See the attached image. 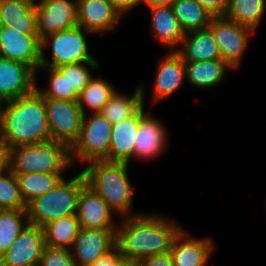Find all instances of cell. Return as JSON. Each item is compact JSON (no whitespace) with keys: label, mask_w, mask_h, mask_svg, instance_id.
<instances>
[{"label":"cell","mask_w":266,"mask_h":266,"mask_svg":"<svg viewBox=\"0 0 266 266\" xmlns=\"http://www.w3.org/2000/svg\"><path fill=\"white\" fill-rule=\"evenodd\" d=\"M0 57L31 66L36 72L41 63V39L38 34H21L0 26Z\"/></svg>","instance_id":"8fae6325"},{"label":"cell","mask_w":266,"mask_h":266,"mask_svg":"<svg viewBox=\"0 0 266 266\" xmlns=\"http://www.w3.org/2000/svg\"><path fill=\"white\" fill-rule=\"evenodd\" d=\"M88 266H139V262L122 256L119 249L116 247Z\"/></svg>","instance_id":"d590c367"},{"label":"cell","mask_w":266,"mask_h":266,"mask_svg":"<svg viewBox=\"0 0 266 266\" xmlns=\"http://www.w3.org/2000/svg\"><path fill=\"white\" fill-rule=\"evenodd\" d=\"M170 5L184 33L206 29L213 17L195 0H173Z\"/></svg>","instance_id":"484cf974"},{"label":"cell","mask_w":266,"mask_h":266,"mask_svg":"<svg viewBox=\"0 0 266 266\" xmlns=\"http://www.w3.org/2000/svg\"><path fill=\"white\" fill-rule=\"evenodd\" d=\"M230 69L233 68L222 59L185 62L186 82L199 89L213 88L224 82Z\"/></svg>","instance_id":"603a6c76"},{"label":"cell","mask_w":266,"mask_h":266,"mask_svg":"<svg viewBox=\"0 0 266 266\" xmlns=\"http://www.w3.org/2000/svg\"><path fill=\"white\" fill-rule=\"evenodd\" d=\"M98 62H82L58 67V69L68 77L70 89H74L78 94L88 85L90 79L99 68ZM91 69V71L89 70Z\"/></svg>","instance_id":"836d02e7"},{"label":"cell","mask_w":266,"mask_h":266,"mask_svg":"<svg viewBox=\"0 0 266 266\" xmlns=\"http://www.w3.org/2000/svg\"><path fill=\"white\" fill-rule=\"evenodd\" d=\"M39 266H76L71 249L45 246Z\"/></svg>","instance_id":"e575fe53"},{"label":"cell","mask_w":266,"mask_h":266,"mask_svg":"<svg viewBox=\"0 0 266 266\" xmlns=\"http://www.w3.org/2000/svg\"><path fill=\"white\" fill-rule=\"evenodd\" d=\"M208 10L213 16H224L229 0H195Z\"/></svg>","instance_id":"8d00e7d4"},{"label":"cell","mask_w":266,"mask_h":266,"mask_svg":"<svg viewBox=\"0 0 266 266\" xmlns=\"http://www.w3.org/2000/svg\"><path fill=\"white\" fill-rule=\"evenodd\" d=\"M86 185L82 171L70 180L64 178L51 191L27 204L28 223L43 228L53 220L76 214L80 194Z\"/></svg>","instance_id":"5b68a950"},{"label":"cell","mask_w":266,"mask_h":266,"mask_svg":"<svg viewBox=\"0 0 266 266\" xmlns=\"http://www.w3.org/2000/svg\"><path fill=\"white\" fill-rule=\"evenodd\" d=\"M50 129V140L65 143L69 148L78 139L83 111L77 100L44 98Z\"/></svg>","instance_id":"9c48e42d"},{"label":"cell","mask_w":266,"mask_h":266,"mask_svg":"<svg viewBox=\"0 0 266 266\" xmlns=\"http://www.w3.org/2000/svg\"><path fill=\"white\" fill-rule=\"evenodd\" d=\"M19 1H21L22 3H26L28 5H31L34 8H37L41 5L43 0H19Z\"/></svg>","instance_id":"b9f144b4"},{"label":"cell","mask_w":266,"mask_h":266,"mask_svg":"<svg viewBox=\"0 0 266 266\" xmlns=\"http://www.w3.org/2000/svg\"><path fill=\"white\" fill-rule=\"evenodd\" d=\"M150 8L151 16V34L158 43L167 48L168 51L179 49L185 36L171 5L152 6Z\"/></svg>","instance_id":"44dd1931"},{"label":"cell","mask_w":266,"mask_h":266,"mask_svg":"<svg viewBox=\"0 0 266 266\" xmlns=\"http://www.w3.org/2000/svg\"><path fill=\"white\" fill-rule=\"evenodd\" d=\"M207 28L218 45L221 59L233 69L238 68L250 42V36L257 31L225 16H213Z\"/></svg>","instance_id":"ba28073f"},{"label":"cell","mask_w":266,"mask_h":266,"mask_svg":"<svg viewBox=\"0 0 266 266\" xmlns=\"http://www.w3.org/2000/svg\"><path fill=\"white\" fill-rule=\"evenodd\" d=\"M45 246L44 229L28 223L0 256V266H39Z\"/></svg>","instance_id":"30bf717a"},{"label":"cell","mask_w":266,"mask_h":266,"mask_svg":"<svg viewBox=\"0 0 266 266\" xmlns=\"http://www.w3.org/2000/svg\"><path fill=\"white\" fill-rule=\"evenodd\" d=\"M43 229L46 246L71 249L81 226L77 215L74 214L53 220L45 225Z\"/></svg>","instance_id":"4316f807"},{"label":"cell","mask_w":266,"mask_h":266,"mask_svg":"<svg viewBox=\"0 0 266 266\" xmlns=\"http://www.w3.org/2000/svg\"><path fill=\"white\" fill-rule=\"evenodd\" d=\"M72 167L70 148L49 140L8 149V168L14 174L64 173Z\"/></svg>","instance_id":"277c9868"},{"label":"cell","mask_w":266,"mask_h":266,"mask_svg":"<svg viewBox=\"0 0 266 266\" xmlns=\"http://www.w3.org/2000/svg\"><path fill=\"white\" fill-rule=\"evenodd\" d=\"M0 139L8 149L50 140L44 97L36 89L0 103Z\"/></svg>","instance_id":"7a4b0ae2"},{"label":"cell","mask_w":266,"mask_h":266,"mask_svg":"<svg viewBox=\"0 0 266 266\" xmlns=\"http://www.w3.org/2000/svg\"><path fill=\"white\" fill-rule=\"evenodd\" d=\"M0 26L21 34H38L36 8L19 0H0Z\"/></svg>","instance_id":"cb8c5ba5"},{"label":"cell","mask_w":266,"mask_h":266,"mask_svg":"<svg viewBox=\"0 0 266 266\" xmlns=\"http://www.w3.org/2000/svg\"><path fill=\"white\" fill-rule=\"evenodd\" d=\"M180 47L176 52L185 62L221 59L218 45L208 28L185 33Z\"/></svg>","instance_id":"7402d4cb"},{"label":"cell","mask_w":266,"mask_h":266,"mask_svg":"<svg viewBox=\"0 0 266 266\" xmlns=\"http://www.w3.org/2000/svg\"><path fill=\"white\" fill-rule=\"evenodd\" d=\"M27 224V210H2L0 212V256L10 248Z\"/></svg>","instance_id":"4dcf8cb0"},{"label":"cell","mask_w":266,"mask_h":266,"mask_svg":"<svg viewBox=\"0 0 266 266\" xmlns=\"http://www.w3.org/2000/svg\"><path fill=\"white\" fill-rule=\"evenodd\" d=\"M109 2L121 16L140 5V0H109Z\"/></svg>","instance_id":"f35d334b"},{"label":"cell","mask_w":266,"mask_h":266,"mask_svg":"<svg viewBox=\"0 0 266 266\" xmlns=\"http://www.w3.org/2000/svg\"><path fill=\"white\" fill-rule=\"evenodd\" d=\"M145 92L142 83L131 96L116 90L100 113L112 124L127 120L145 105Z\"/></svg>","instance_id":"d4e9b609"},{"label":"cell","mask_w":266,"mask_h":266,"mask_svg":"<svg viewBox=\"0 0 266 266\" xmlns=\"http://www.w3.org/2000/svg\"><path fill=\"white\" fill-rule=\"evenodd\" d=\"M156 70L152 92L154 104L172 95L186 80L185 61L176 51H168L159 60Z\"/></svg>","instance_id":"d6986e66"},{"label":"cell","mask_w":266,"mask_h":266,"mask_svg":"<svg viewBox=\"0 0 266 266\" xmlns=\"http://www.w3.org/2000/svg\"><path fill=\"white\" fill-rule=\"evenodd\" d=\"M173 0H140V5L145 4L149 7L160 6V5H169Z\"/></svg>","instance_id":"60d3db41"},{"label":"cell","mask_w":266,"mask_h":266,"mask_svg":"<svg viewBox=\"0 0 266 266\" xmlns=\"http://www.w3.org/2000/svg\"><path fill=\"white\" fill-rule=\"evenodd\" d=\"M214 250L212 238L190 236L182 228L176 235L169 254L174 266H207Z\"/></svg>","instance_id":"9a60e30c"},{"label":"cell","mask_w":266,"mask_h":266,"mask_svg":"<svg viewBox=\"0 0 266 266\" xmlns=\"http://www.w3.org/2000/svg\"><path fill=\"white\" fill-rule=\"evenodd\" d=\"M115 214L108 204L88 185L80 194L77 207V218L81 228L117 229Z\"/></svg>","instance_id":"ac0fdd59"},{"label":"cell","mask_w":266,"mask_h":266,"mask_svg":"<svg viewBox=\"0 0 266 266\" xmlns=\"http://www.w3.org/2000/svg\"><path fill=\"white\" fill-rule=\"evenodd\" d=\"M16 175L9 168L0 172V209L26 210Z\"/></svg>","instance_id":"d6a6232c"},{"label":"cell","mask_w":266,"mask_h":266,"mask_svg":"<svg viewBox=\"0 0 266 266\" xmlns=\"http://www.w3.org/2000/svg\"><path fill=\"white\" fill-rule=\"evenodd\" d=\"M128 163L93 161L82 172L86 182L120 218L140 214L132 211L133 187Z\"/></svg>","instance_id":"3957f363"},{"label":"cell","mask_w":266,"mask_h":266,"mask_svg":"<svg viewBox=\"0 0 266 266\" xmlns=\"http://www.w3.org/2000/svg\"><path fill=\"white\" fill-rule=\"evenodd\" d=\"M40 39L78 25L77 0H43L36 8Z\"/></svg>","instance_id":"7c38bea8"},{"label":"cell","mask_w":266,"mask_h":266,"mask_svg":"<svg viewBox=\"0 0 266 266\" xmlns=\"http://www.w3.org/2000/svg\"><path fill=\"white\" fill-rule=\"evenodd\" d=\"M164 123L158 117L147 113L138 127L137 137L134 145V158L141 161L154 160L165 152L168 147L169 137Z\"/></svg>","instance_id":"e0dca14e"},{"label":"cell","mask_w":266,"mask_h":266,"mask_svg":"<svg viewBox=\"0 0 266 266\" xmlns=\"http://www.w3.org/2000/svg\"><path fill=\"white\" fill-rule=\"evenodd\" d=\"M46 70L49 76L48 88L41 89L36 83V90L44 98L62 99V100H78L79 94L70 89L68 77H66L58 68L39 67V70Z\"/></svg>","instance_id":"1f68e13d"},{"label":"cell","mask_w":266,"mask_h":266,"mask_svg":"<svg viewBox=\"0 0 266 266\" xmlns=\"http://www.w3.org/2000/svg\"><path fill=\"white\" fill-rule=\"evenodd\" d=\"M8 168V148L0 139V172Z\"/></svg>","instance_id":"ab89813d"},{"label":"cell","mask_w":266,"mask_h":266,"mask_svg":"<svg viewBox=\"0 0 266 266\" xmlns=\"http://www.w3.org/2000/svg\"><path fill=\"white\" fill-rule=\"evenodd\" d=\"M118 222L116 247L122 256L138 262L169 253L176 235L182 229L169 217L153 213L123 217Z\"/></svg>","instance_id":"6da1fadb"},{"label":"cell","mask_w":266,"mask_h":266,"mask_svg":"<svg viewBox=\"0 0 266 266\" xmlns=\"http://www.w3.org/2000/svg\"><path fill=\"white\" fill-rule=\"evenodd\" d=\"M21 196L27 205L33 199L48 193L64 179L63 173L15 174Z\"/></svg>","instance_id":"83f0119b"},{"label":"cell","mask_w":266,"mask_h":266,"mask_svg":"<svg viewBox=\"0 0 266 266\" xmlns=\"http://www.w3.org/2000/svg\"><path fill=\"white\" fill-rule=\"evenodd\" d=\"M139 266H174L169 253L145 258L139 262Z\"/></svg>","instance_id":"74e56055"},{"label":"cell","mask_w":266,"mask_h":266,"mask_svg":"<svg viewBox=\"0 0 266 266\" xmlns=\"http://www.w3.org/2000/svg\"><path fill=\"white\" fill-rule=\"evenodd\" d=\"M36 73L29 65L0 57V103L32 93L36 89Z\"/></svg>","instance_id":"5bb4252c"},{"label":"cell","mask_w":266,"mask_h":266,"mask_svg":"<svg viewBox=\"0 0 266 266\" xmlns=\"http://www.w3.org/2000/svg\"><path fill=\"white\" fill-rule=\"evenodd\" d=\"M143 106L134 116L112 124L108 162L128 163L134 157V145L140 120L146 115Z\"/></svg>","instance_id":"ffe728a7"},{"label":"cell","mask_w":266,"mask_h":266,"mask_svg":"<svg viewBox=\"0 0 266 266\" xmlns=\"http://www.w3.org/2000/svg\"><path fill=\"white\" fill-rule=\"evenodd\" d=\"M87 34L91 36L93 33L77 25L42 38L40 67L58 68L82 62H98L89 54ZM48 46L51 47V60L45 54Z\"/></svg>","instance_id":"8992f818"},{"label":"cell","mask_w":266,"mask_h":266,"mask_svg":"<svg viewBox=\"0 0 266 266\" xmlns=\"http://www.w3.org/2000/svg\"><path fill=\"white\" fill-rule=\"evenodd\" d=\"M93 76L88 85L79 93L78 105L86 115V109H90L89 113H100L103 106L110 100L111 96L116 92L110 82L102 77Z\"/></svg>","instance_id":"f1b7e54d"},{"label":"cell","mask_w":266,"mask_h":266,"mask_svg":"<svg viewBox=\"0 0 266 266\" xmlns=\"http://www.w3.org/2000/svg\"><path fill=\"white\" fill-rule=\"evenodd\" d=\"M266 13V0H229L224 16L256 31Z\"/></svg>","instance_id":"f546056e"},{"label":"cell","mask_w":266,"mask_h":266,"mask_svg":"<svg viewBox=\"0 0 266 266\" xmlns=\"http://www.w3.org/2000/svg\"><path fill=\"white\" fill-rule=\"evenodd\" d=\"M117 229L81 228L71 253L76 266H88L116 248Z\"/></svg>","instance_id":"4fadbf2b"},{"label":"cell","mask_w":266,"mask_h":266,"mask_svg":"<svg viewBox=\"0 0 266 266\" xmlns=\"http://www.w3.org/2000/svg\"><path fill=\"white\" fill-rule=\"evenodd\" d=\"M121 17L109 0H77L78 26L93 34L115 30Z\"/></svg>","instance_id":"2e32d148"},{"label":"cell","mask_w":266,"mask_h":266,"mask_svg":"<svg viewBox=\"0 0 266 266\" xmlns=\"http://www.w3.org/2000/svg\"><path fill=\"white\" fill-rule=\"evenodd\" d=\"M112 123L101 113L84 115L78 139L70 147V159L88 164L93 161H107L111 141Z\"/></svg>","instance_id":"52a82bcc"}]
</instances>
